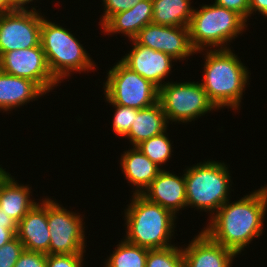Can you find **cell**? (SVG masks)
Masks as SVG:
<instances>
[{
  "instance_id": "obj_1",
  "label": "cell",
  "mask_w": 267,
  "mask_h": 267,
  "mask_svg": "<svg viewBox=\"0 0 267 267\" xmlns=\"http://www.w3.org/2000/svg\"><path fill=\"white\" fill-rule=\"evenodd\" d=\"M266 210L267 185L238 201H226L209 218L210 222L203 231L211 239L239 255L255 237L262 235Z\"/></svg>"
},
{
  "instance_id": "obj_2",
  "label": "cell",
  "mask_w": 267,
  "mask_h": 267,
  "mask_svg": "<svg viewBox=\"0 0 267 267\" xmlns=\"http://www.w3.org/2000/svg\"><path fill=\"white\" fill-rule=\"evenodd\" d=\"M232 51L229 48L205 49L204 52V76L200 83L218 109L227 106L240 110L243 93L250 84L248 68Z\"/></svg>"
},
{
  "instance_id": "obj_3",
  "label": "cell",
  "mask_w": 267,
  "mask_h": 267,
  "mask_svg": "<svg viewBox=\"0 0 267 267\" xmlns=\"http://www.w3.org/2000/svg\"><path fill=\"white\" fill-rule=\"evenodd\" d=\"M130 201L124 210L127 226L125 240L147 249L173 246L170 240L175 233L177 216L159 204L148 201L141 194H133Z\"/></svg>"
},
{
  "instance_id": "obj_4",
  "label": "cell",
  "mask_w": 267,
  "mask_h": 267,
  "mask_svg": "<svg viewBox=\"0 0 267 267\" xmlns=\"http://www.w3.org/2000/svg\"><path fill=\"white\" fill-rule=\"evenodd\" d=\"M41 47L54 78L61 83L72 72L94 71L96 66L79 40L58 23L45 17L41 24Z\"/></svg>"
},
{
  "instance_id": "obj_5",
  "label": "cell",
  "mask_w": 267,
  "mask_h": 267,
  "mask_svg": "<svg viewBox=\"0 0 267 267\" xmlns=\"http://www.w3.org/2000/svg\"><path fill=\"white\" fill-rule=\"evenodd\" d=\"M247 21L235 11L216 4H207L194 9L189 23V35L196 53L208 46L215 49H229L228 43L238 37ZM218 47V48H217Z\"/></svg>"
},
{
  "instance_id": "obj_6",
  "label": "cell",
  "mask_w": 267,
  "mask_h": 267,
  "mask_svg": "<svg viewBox=\"0 0 267 267\" xmlns=\"http://www.w3.org/2000/svg\"><path fill=\"white\" fill-rule=\"evenodd\" d=\"M223 162L197 163L184 170L187 207L214 213L228 200L232 184L228 166Z\"/></svg>"
},
{
  "instance_id": "obj_7",
  "label": "cell",
  "mask_w": 267,
  "mask_h": 267,
  "mask_svg": "<svg viewBox=\"0 0 267 267\" xmlns=\"http://www.w3.org/2000/svg\"><path fill=\"white\" fill-rule=\"evenodd\" d=\"M107 72L103 88L108 103L143 109L158 102L159 88L121 60Z\"/></svg>"
},
{
  "instance_id": "obj_8",
  "label": "cell",
  "mask_w": 267,
  "mask_h": 267,
  "mask_svg": "<svg viewBox=\"0 0 267 267\" xmlns=\"http://www.w3.org/2000/svg\"><path fill=\"white\" fill-rule=\"evenodd\" d=\"M158 101L169 123L170 121L176 123L195 121L207 112L218 110L201 83L195 81L166 82L159 88Z\"/></svg>"
},
{
  "instance_id": "obj_9",
  "label": "cell",
  "mask_w": 267,
  "mask_h": 267,
  "mask_svg": "<svg viewBox=\"0 0 267 267\" xmlns=\"http://www.w3.org/2000/svg\"><path fill=\"white\" fill-rule=\"evenodd\" d=\"M79 213L65 209L47 198V221L50 230L49 255L84 254L85 226Z\"/></svg>"
},
{
  "instance_id": "obj_10",
  "label": "cell",
  "mask_w": 267,
  "mask_h": 267,
  "mask_svg": "<svg viewBox=\"0 0 267 267\" xmlns=\"http://www.w3.org/2000/svg\"><path fill=\"white\" fill-rule=\"evenodd\" d=\"M17 7L0 14V57L5 52L40 45L41 24L44 18L37 9Z\"/></svg>"
},
{
  "instance_id": "obj_11",
  "label": "cell",
  "mask_w": 267,
  "mask_h": 267,
  "mask_svg": "<svg viewBox=\"0 0 267 267\" xmlns=\"http://www.w3.org/2000/svg\"><path fill=\"white\" fill-rule=\"evenodd\" d=\"M0 70L13 76L30 79L46 93L59 84L48 67L41 44L5 52L0 57Z\"/></svg>"
},
{
  "instance_id": "obj_12",
  "label": "cell",
  "mask_w": 267,
  "mask_h": 267,
  "mask_svg": "<svg viewBox=\"0 0 267 267\" xmlns=\"http://www.w3.org/2000/svg\"><path fill=\"white\" fill-rule=\"evenodd\" d=\"M132 40L136 44L164 52L175 61L184 60L196 54L190 41L189 28L185 26L172 27L150 23L143 27Z\"/></svg>"
},
{
  "instance_id": "obj_13",
  "label": "cell",
  "mask_w": 267,
  "mask_h": 267,
  "mask_svg": "<svg viewBox=\"0 0 267 267\" xmlns=\"http://www.w3.org/2000/svg\"><path fill=\"white\" fill-rule=\"evenodd\" d=\"M132 41L133 48L125 54L121 61L131 70L143 78L150 80L158 88L163 86L164 81L171 74L172 62L175 61L170 55L149 47L136 44ZM174 60V61H173ZM164 82V83H163Z\"/></svg>"
},
{
  "instance_id": "obj_14",
  "label": "cell",
  "mask_w": 267,
  "mask_h": 267,
  "mask_svg": "<svg viewBox=\"0 0 267 267\" xmlns=\"http://www.w3.org/2000/svg\"><path fill=\"white\" fill-rule=\"evenodd\" d=\"M185 248L184 267H232L237 254L211 239L203 230Z\"/></svg>"
},
{
  "instance_id": "obj_15",
  "label": "cell",
  "mask_w": 267,
  "mask_h": 267,
  "mask_svg": "<svg viewBox=\"0 0 267 267\" xmlns=\"http://www.w3.org/2000/svg\"><path fill=\"white\" fill-rule=\"evenodd\" d=\"M141 195L176 216L178 211L187 207L185 176L162 169Z\"/></svg>"
},
{
  "instance_id": "obj_16",
  "label": "cell",
  "mask_w": 267,
  "mask_h": 267,
  "mask_svg": "<svg viewBox=\"0 0 267 267\" xmlns=\"http://www.w3.org/2000/svg\"><path fill=\"white\" fill-rule=\"evenodd\" d=\"M16 237L24 249L49 255L50 230L47 221V198L39 202L17 225Z\"/></svg>"
},
{
  "instance_id": "obj_17",
  "label": "cell",
  "mask_w": 267,
  "mask_h": 267,
  "mask_svg": "<svg viewBox=\"0 0 267 267\" xmlns=\"http://www.w3.org/2000/svg\"><path fill=\"white\" fill-rule=\"evenodd\" d=\"M45 94L46 92L32 80L0 70V111H12Z\"/></svg>"
},
{
  "instance_id": "obj_18",
  "label": "cell",
  "mask_w": 267,
  "mask_h": 267,
  "mask_svg": "<svg viewBox=\"0 0 267 267\" xmlns=\"http://www.w3.org/2000/svg\"><path fill=\"white\" fill-rule=\"evenodd\" d=\"M152 18V0H142L130 9L113 15L101 28L107 35L121 33L132 40L143 27L152 23Z\"/></svg>"
},
{
  "instance_id": "obj_19",
  "label": "cell",
  "mask_w": 267,
  "mask_h": 267,
  "mask_svg": "<svg viewBox=\"0 0 267 267\" xmlns=\"http://www.w3.org/2000/svg\"><path fill=\"white\" fill-rule=\"evenodd\" d=\"M120 167L125 179L135 187L133 194H142L162 170L145 156L137 146L124 151L120 158Z\"/></svg>"
},
{
  "instance_id": "obj_20",
  "label": "cell",
  "mask_w": 267,
  "mask_h": 267,
  "mask_svg": "<svg viewBox=\"0 0 267 267\" xmlns=\"http://www.w3.org/2000/svg\"><path fill=\"white\" fill-rule=\"evenodd\" d=\"M28 186L18 184L9 173L0 180V208L17 223L37 204Z\"/></svg>"
},
{
  "instance_id": "obj_21",
  "label": "cell",
  "mask_w": 267,
  "mask_h": 267,
  "mask_svg": "<svg viewBox=\"0 0 267 267\" xmlns=\"http://www.w3.org/2000/svg\"><path fill=\"white\" fill-rule=\"evenodd\" d=\"M168 124L166 114L158 101L134 114L133 124L124 138L127 137L132 146H137L144 140L164 133Z\"/></svg>"
},
{
  "instance_id": "obj_22",
  "label": "cell",
  "mask_w": 267,
  "mask_h": 267,
  "mask_svg": "<svg viewBox=\"0 0 267 267\" xmlns=\"http://www.w3.org/2000/svg\"><path fill=\"white\" fill-rule=\"evenodd\" d=\"M191 0H152V23L164 26L188 27L194 8Z\"/></svg>"
},
{
  "instance_id": "obj_23",
  "label": "cell",
  "mask_w": 267,
  "mask_h": 267,
  "mask_svg": "<svg viewBox=\"0 0 267 267\" xmlns=\"http://www.w3.org/2000/svg\"><path fill=\"white\" fill-rule=\"evenodd\" d=\"M105 261V267H146L147 248L127 242L124 237Z\"/></svg>"
},
{
  "instance_id": "obj_24",
  "label": "cell",
  "mask_w": 267,
  "mask_h": 267,
  "mask_svg": "<svg viewBox=\"0 0 267 267\" xmlns=\"http://www.w3.org/2000/svg\"><path fill=\"white\" fill-rule=\"evenodd\" d=\"M166 133L167 131L144 140L137 145L140 151L160 168H162V165L167 163L172 157L171 155H173L172 143Z\"/></svg>"
},
{
  "instance_id": "obj_25",
  "label": "cell",
  "mask_w": 267,
  "mask_h": 267,
  "mask_svg": "<svg viewBox=\"0 0 267 267\" xmlns=\"http://www.w3.org/2000/svg\"><path fill=\"white\" fill-rule=\"evenodd\" d=\"M146 267H184L182 248L173 245L161 249H149Z\"/></svg>"
},
{
  "instance_id": "obj_26",
  "label": "cell",
  "mask_w": 267,
  "mask_h": 267,
  "mask_svg": "<svg viewBox=\"0 0 267 267\" xmlns=\"http://www.w3.org/2000/svg\"><path fill=\"white\" fill-rule=\"evenodd\" d=\"M116 109L113 117L112 127L115 135L125 137L134 121V114H137L139 109L130 108L115 103H109Z\"/></svg>"
},
{
  "instance_id": "obj_27",
  "label": "cell",
  "mask_w": 267,
  "mask_h": 267,
  "mask_svg": "<svg viewBox=\"0 0 267 267\" xmlns=\"http://www.w3.org/2000/svg\"><path fill=\"white\" fill-rule=\"evenodd\" d=\"M24 250L17 237L6 243L0 248V267H14Z\"/></svg>"
},
{
  "instance_id": "obj_28",
  "label": "cell",
  "mask_w": 267,
  "mask_h": 267,
  "mask_svg": "<svg viewBox=\"0 0 267 267\" xmlns=\"http://www.w3.org/2000/svg\"><path fill=\"white\" fill-rule=\"evenodd\" d=\"M104 6V14L99 22L101 27L115 14L126 11L138 4L142 0H102Z\"/></svg>"
},
{
  "instance_id": "obj_29",
  "label": "cell",
  "mask_w": 267,
  "mask_h": 267,
  "mask_svg": "<svg viewBox=\"0 0 267 267\" xmlns=\"http://www.w3.org/2000/svg\"><path fill=\"white\" fill-rule=\"evenodd\" d=\"M84 254L47 255V267H83Z\"/></svg>"
},
{
  "instance_id": "obj_30",
  "label": "cell",
  "mask_w": 267,
  "mask_h": 267,
  "mask_svg": "<svg viewBox=\"0 0 267 267\" xmlns=\"http://www.w3.org/2000/svg\"><path fill=\"white\" fill-rule=\"evenodd\" d=\"M47 255L24 250L14 267H47Z\"/></svg>"
},
{
  "instance_id": "obj_31",
  "label": "cell",
  "mask_w": 267,
  "mask_h": 267,
  "mask_svg": "<svg viewBox=\"0 0 267 267\" xmlns=\"http://www.w3.org/2000/svg\"><path fill=\"white\" fill-rule=\"evenodd\" d=\"M214 4L235 11L246 21L249 19V0H215Z\"/></svg>"
},
{
  "instance_id": "obj_32",
  "label": "cell",
  "mask_w": 267,
  "mask_h": 267,
  "mask_svg": "<svg viewBox=\"0 0 267 267\" xmlns=\"http://www.w3.org/2000/svg\"><path fill=\"white\" fill-rule=\"evenodd\" d=\"M256 11L259 12V14H262L267 17V0H249V18L251 14L256 13Z\"/></svg>"
},
{
  "instance_id": "obj_33",
  "label": "cell",
  "mask_w": 267,
  "mask_h": 267,
  "mask_svg": "<svg viewBox=\"0 0 267 267\" xmlns=\"http://www.w3.org/2000/svg\"><path fill=\"white\" fill-rule=\"evenodd\" d=\"M16 237L12 229L6 228V223H0V248Z\"/></svg>"
},
{
  "instance_id": "obj_34",
  "label": "cell",
  "mask_w": 267,
  "mask_h": 267,
  "mask_svg": "<svg viewBox=\"0 0 267 267\" xmlns=\"http://www.w3.org/2000/svg\"><path fill=\"white\" fill-rule=\"evenodd\" d=\"M0 223H6L7 229H12L15 233H17V225L11 217H8L0 208Z\"/></svg>"
},
{
  "instance_id": "obj_35",
  "label": "cell",
  "mask_w": 267,
  "mask_h": 267,
  "mask_svg": "<svg viewBox=\"0 0 267 267\" xmlns=\"http://www.w3.org/2000/svg\"><path fill=\"white\" fill-rule=\"evenodd\" d=\"M17 6L11 0H0V14L13 11Z\"/></svg>"
},
{
  "instance_id": "obj_36",
  "label": "cell",
  "mask_w": 267,
  "mask_h": 267,
  "mask_svg": "<svg viewBox=\"0 0 267 267\" xmlns=\"http://www.w3.org/2000/svg\"><path fill=\"white\" fill-rule=\"evenodd\" d=\"M17 7H25V5L33 0H11Z\"/></svg>"
},
{
  "instance_id": "obj_37",
  "label": "cell",
  "mask_w": 267,
  "mask_h": 267,
  "mask_svg": "<svg viewBox=\"0 0 267 267\" xmlns=\"http://www.w3.org/2000/svg\"><path fill=\"white\" fill-rule=\"evenodd\" d=\"M8 172L3 169L0 165V180L7 174Z\"/></svg>"
}]
</instances>
